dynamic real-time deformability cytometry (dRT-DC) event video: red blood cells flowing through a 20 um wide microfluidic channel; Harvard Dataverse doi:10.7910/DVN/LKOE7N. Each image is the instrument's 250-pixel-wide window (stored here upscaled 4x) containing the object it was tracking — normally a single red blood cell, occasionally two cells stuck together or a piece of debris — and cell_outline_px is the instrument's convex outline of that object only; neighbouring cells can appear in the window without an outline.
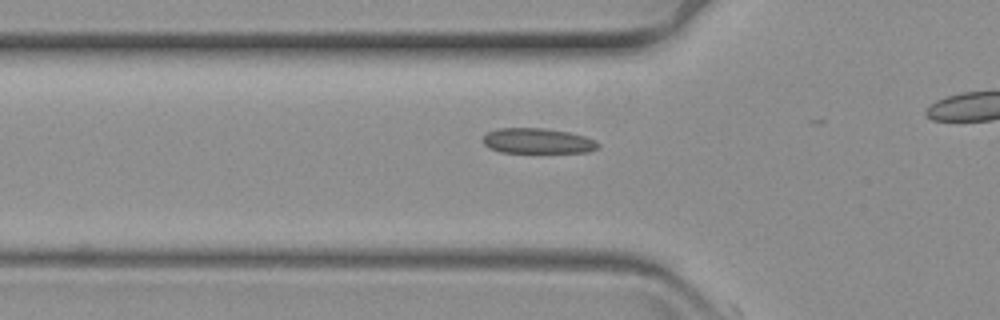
{"species": "common noctule bat (a hibernating species)", "species_latin": "Nyctalus noctula", "temperature_condition": "warm", "stored_images_in_passage": 18, "camera_frame_rate_fps": 3000, "um_per_image_px": 0.085, "animal": {"sex": "female", "body_mass_g": 19.3, "forearm_length_mm": 54.1}, "frame": {"image": 1, "passage_image": 17, "time_ms": 5.333, "image_size_px": [1000, 320], "cell_outline_px": [[600, 148], [588, 152], [500, 152], [488, 148], [484, 144], [484, 136], [488, 132], [496, 128], [544, 128], [568, 132], [584, 136], [596, 140], [600, 144]], "centroid_in_image_um": [45.72, 11.98], "position_along_channel_um": 80.1, "area_um2": 16.99}}